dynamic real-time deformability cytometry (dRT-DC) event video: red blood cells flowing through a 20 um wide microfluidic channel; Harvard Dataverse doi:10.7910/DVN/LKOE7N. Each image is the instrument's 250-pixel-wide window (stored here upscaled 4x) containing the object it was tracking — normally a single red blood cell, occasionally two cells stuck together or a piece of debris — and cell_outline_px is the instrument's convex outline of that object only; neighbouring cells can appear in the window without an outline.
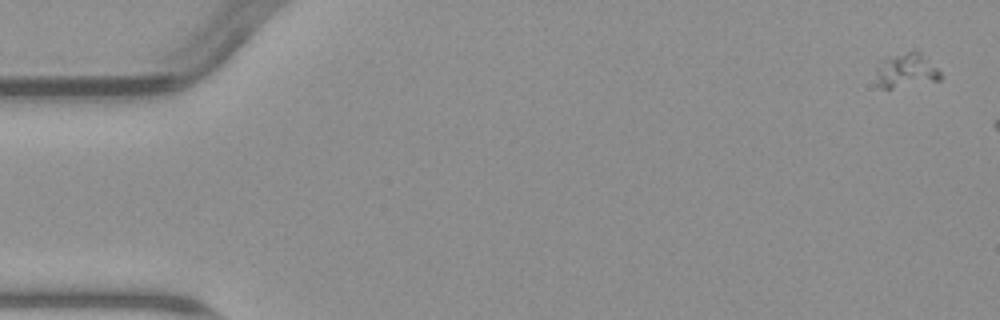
{"species": "common noctule bat (a hibernating species)", "species_latin": "Nyctalus noctula", "temperature_condition": "warm", "stored_images_in_passage": 3, "segment_of_instrument_passage": [1, 2], "camera_frame_rate_fps": 3000, "um_per_image_px": 0.085, "animal": {"sex": "male", "body_mass_g": 23.1, "forearm_length_mm": 52.7}, "frame": {"image": 1, "passage_image": 1, "time_ms": 0.0, "image_size_px": [1000, 320], "cell_outline_px": [[944, 76], [940, 80], [892, 88], [884, 88], [876, 84], [876, 68], [880, 60], [884, 56], [916, 48]], "centroid_in_image_um": [76.98, 5.94], "position_along_channel_um": 8.0, "area_um2": 13.35}}